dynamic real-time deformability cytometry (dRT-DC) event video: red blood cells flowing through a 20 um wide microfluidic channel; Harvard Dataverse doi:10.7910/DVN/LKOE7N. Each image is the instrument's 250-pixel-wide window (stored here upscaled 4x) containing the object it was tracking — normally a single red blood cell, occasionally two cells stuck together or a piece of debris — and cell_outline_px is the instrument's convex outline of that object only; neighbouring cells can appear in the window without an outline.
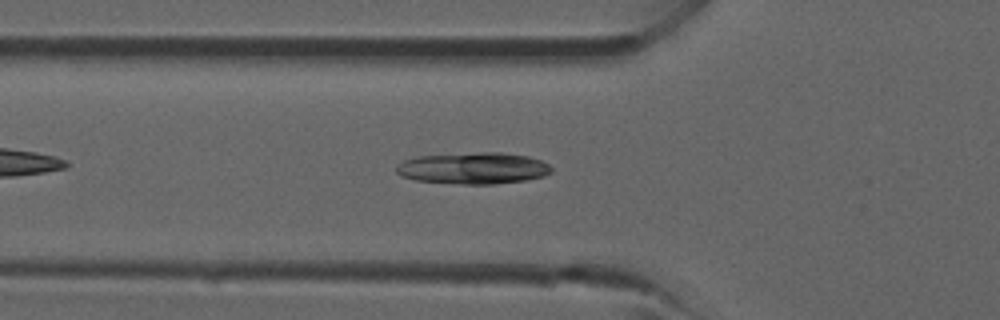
{"species": "common noctule bat (a hibernating species)", "species_latin": "Nyctalus noctula", "temperature_condition": "room temperature", "stored_images_in_passage": 30, "camera_frame_rate_fps": 3000, "um_per_image_px": 0.085, "animal": {"sex": "male", "forearm_length_mm": 52.5}, "frame": {"image": 1, "passage_image": 5, "time_ms": 1.333, "image_size_px": [1000, 320], "cell_outline_px": [[552, 172], [544, 176], [524, 180], [492, 184], [464, 184], [416, 180], [404, 176], [396, 172], [396, 164], [404, 160], [416, 156], [480, 152], [500, 152], [528, 156], [540, 160], [548, 164], [552, 168]], "centroid_in_image_um": [40.23, 14.29], "position_along_channel_um": 85.6, "area_um2": 28.44}}
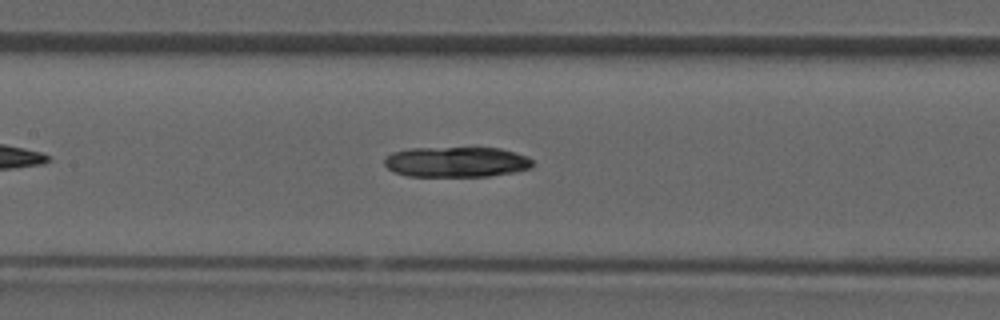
{"frame": {"image": 2, "passage_image": 10, "time_ms": 3.0, "image_size_px": [1000, 320], "cell_outline_px": [[532, 168], [516, 172], [488, 176], [408, 176], [396, 172], [388, 168], [384, 164], [384, 160], [392, 152], [408, 148], [500, 148], [528, 156], [532, 160]], "centroid_in_image_um": [38.82, 13.76], "position_along_channel_um": 168.6, "area_um2": 26.24}}
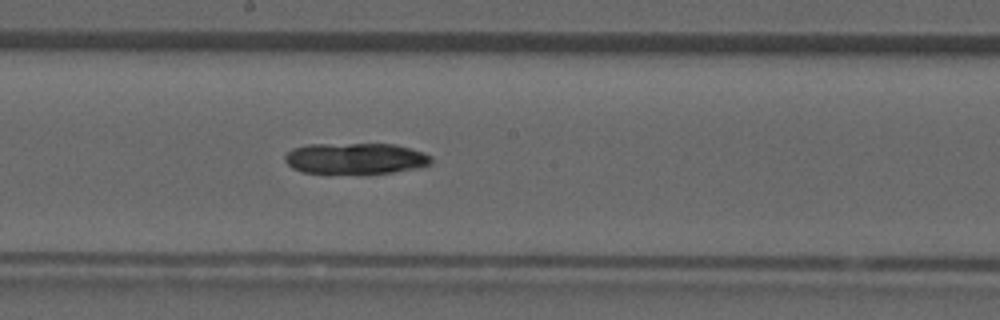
{"frame": {"image": 3, "passage_image": 13, "time_ms": 4.0, "image_size_px": [1000, 320], "cell_outline_px": [[432, 164], [420, 168], [392, 172], [360, 176], [328, 176], [300, 172], [292, 168], [284, 160], [284, 156], [292, 148], [308, 144], [396, 144], [424, 152], [432, 156]], "centroid_in_image_um": [30.19, 13.53], "position_along_channel_um": 218.0, "area_um2": 28.15}}